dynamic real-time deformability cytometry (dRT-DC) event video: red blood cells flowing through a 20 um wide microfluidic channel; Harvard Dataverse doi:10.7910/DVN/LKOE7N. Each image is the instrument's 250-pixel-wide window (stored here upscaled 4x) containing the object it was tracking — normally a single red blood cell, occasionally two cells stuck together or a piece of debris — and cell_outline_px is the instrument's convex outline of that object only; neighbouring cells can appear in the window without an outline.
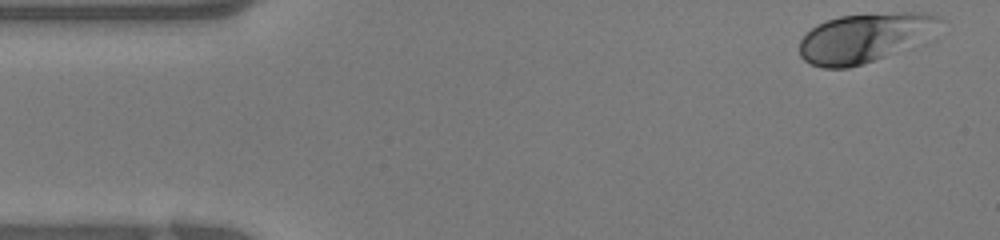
{"species": "human", "species_latin": "Homo sapiens", "temperature_condition": "warm", "stored_images_in_passage": 38, "camera_frame_rate_fps": 3000, "um_per_image_px": 0.085, "donor": {"sex": "female"}, "frame": {"image": 1, "passage_image": 1, "time_ms": 0.0, "image_size_px": [1000, 240], "cell_outline_px": [[944, 20], [884, 56], [848, 68], [824, 68], [812, 64], [804, 60], [800, 56], [800, 40], [816, 24], [840, 16], [900, 12], [928, 12], [940, 16]], "centroid_in_image_um": [73.29, 3.18], "position_along_channel_um": 11.7, "area_um2": 37.97}}
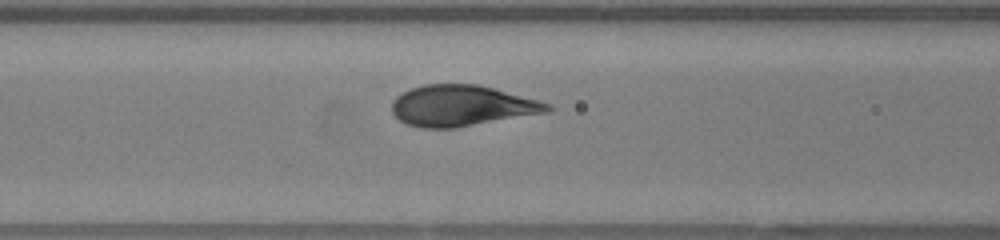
{"frame": {"image": 2, "passage_image": 14, "time_ms": 4.333, "image_size_px": [1000, 240], "cell_outline_px": [[556, 108], [548, 112], [456, 128], [420, 128], [408, 124], [400, 120], [392, 112], [392, 100], [396, 96], [412, 88], [424, 84], [476, 84], [492, 88], [552, 104]], "centroid_in_image_um": [39.25, 8.99], "position_along_channel_um": 127.3, "area_um2": 36.99}}
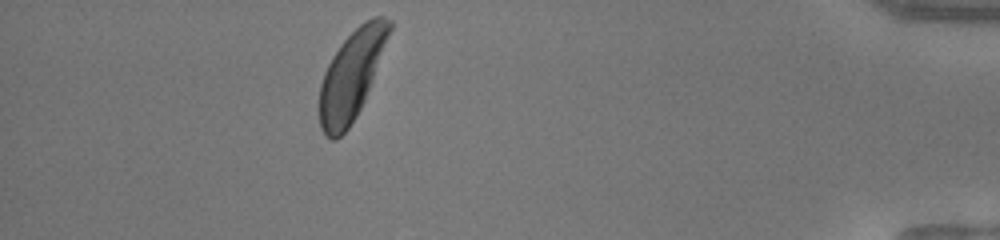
{"frame": {"image": 3, "passage_image": 34, "time_ms": 11.0, "image_size_px": [1000, 240], "cell_outline_px": [[392, 28], [364, 100], [356, 116], [348, 128], [336, 140], [332, 140], [324, 136], [320, 128], [320, 84], [324, 72], [332, 56], [340, 44], [364, 20], [372, 16], [384, 16], [392, 20]], "centroid_in_image_um": [29.87, 6.38], "position_along_channel_um": 405.3, "area_um2": 35.84}}